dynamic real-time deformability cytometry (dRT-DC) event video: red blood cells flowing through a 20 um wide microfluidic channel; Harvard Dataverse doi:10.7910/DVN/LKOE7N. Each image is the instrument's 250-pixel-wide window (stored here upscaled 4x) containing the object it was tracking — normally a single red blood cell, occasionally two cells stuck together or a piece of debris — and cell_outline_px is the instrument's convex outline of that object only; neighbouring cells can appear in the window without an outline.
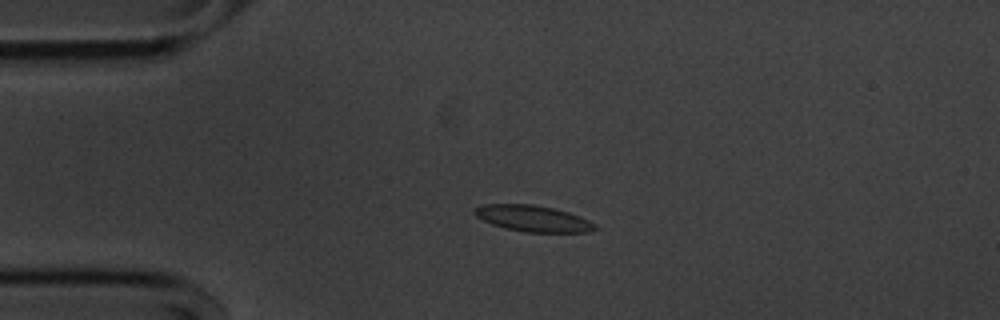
{"species": "common noctule bat (a hibernating species)", "species_latin": "Nyctalus noctula", "temperature_condition": "cold", "stored_images_in_passage": 55, "camera_frame_rate_fps": 3000, "um_per_image_px": 0.085, "animal": {"sex": "male", "body_mass_g": 20.1, "forearm_length_mm": 53.5}, "frame": {"image": 1, "passage_image": 12, "time_ms": 3.667, "image_size_px": [1000, 320], "cell_outline_px": [[600, 228], [588, 232], [524, 232], [504, 228], [492, 224], [476, 216], [472, 212], [476, 208], [484, 204], [532, 204], [552, 208], [568, 212], [580, 216], [596, 224]], "centroid_in_image_um": [45.33, 18.58], "position_along_channel_um": 39.7, "area_um2": 18.38}}
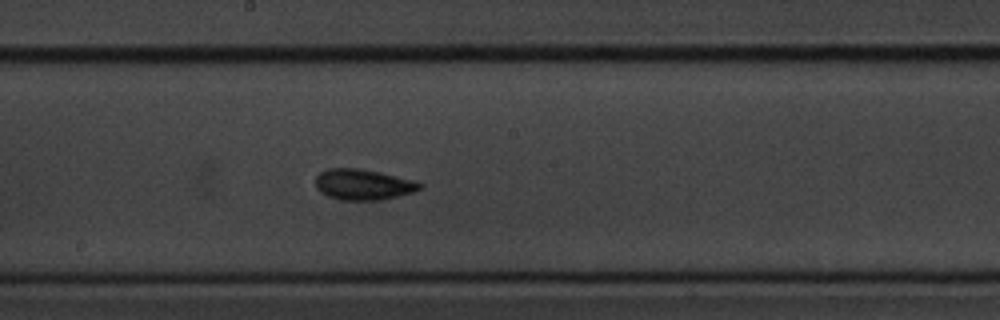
{"frame": {"image": 2, "passage_image": 29, "time_ms": 9.333, "image_size_px": [1000, 320], "cell_outline_px": [[424, 184], [416, 192], [380, 200], [340, 200], [328, 196], [320, 192], [316, 188], [316, 176], [320, 172], [328, 168], [360, 168], [380, 172], [416, 180]], "centroid_in_image_um": [30.89, 15.68], "position_along_channel_um": 217.3, "area_um2": 18.96}}
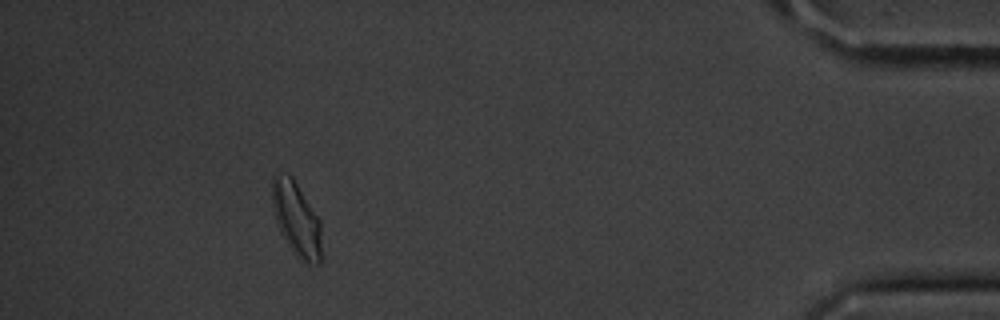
{"frame": {"image": 3, "passage_image": 50, "time_ms": 16.333, "image_size_px": [1000, 320], "cell_outline_px": [[320, 264], [300, 264], [292, 252], [276, 220], [272, 200], [272, 176], [276, 172], [292, 176], [320, 220]], "centroid_in_image_um": [25.2, 18.64], "position_along_channel_um": 410.0, "area_um2": 21.21}, "authors_computed_cell_mechanics": {"area_um2": 18.1492, "velocity_mm_per_s": 3.5736, "shape_relaxation_time_tau1_ms": 3.115, "shape_relaxation_time_tau2_ms": 1.8366, "deformation_change_tau1": 0.1125, "deformation_change_tau2": 0.0686}}